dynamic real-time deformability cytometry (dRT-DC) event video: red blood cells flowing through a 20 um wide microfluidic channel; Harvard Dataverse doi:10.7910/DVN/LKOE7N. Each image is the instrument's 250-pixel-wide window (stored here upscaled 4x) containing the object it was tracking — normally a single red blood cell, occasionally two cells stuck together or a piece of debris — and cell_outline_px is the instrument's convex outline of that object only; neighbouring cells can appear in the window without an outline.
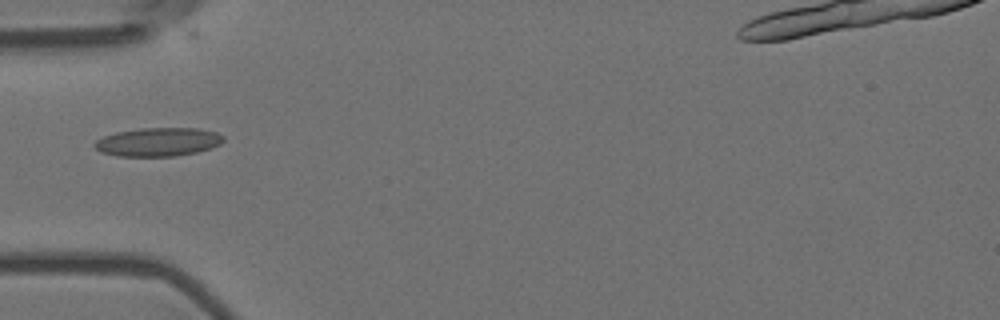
{"species": "Egyptian fruit bat (a non-hibernating species)", "species_latin": "Rousettus aegyptiacus", "temperature_condition": "room temperature", "stored_images_in_passage": 17, "segment_of_instrument_passage": [1, 2], "camera_frame_rate_fps": 3000, "um_per_image_px": 0.085, "animal": {"sex": "female"}, "frame": {"image": 1, "passage_image": 6, "time_ms": 1.667, "image_size_px": [1000, 320], "cell_outline_px": [[224, 140], [220, 144], [212, 148], [196, 152], [172, 156], [116, 156], [100, 152], [92, 144], [96, 140], [104, 136], [116, 132], [140, 128], [196, 128], [216, 132], [224, 136]], "centroid_in_image_um": [13.43, 12.06], "position_along_channel_um": 71.6, "area_um2": 21.5}}
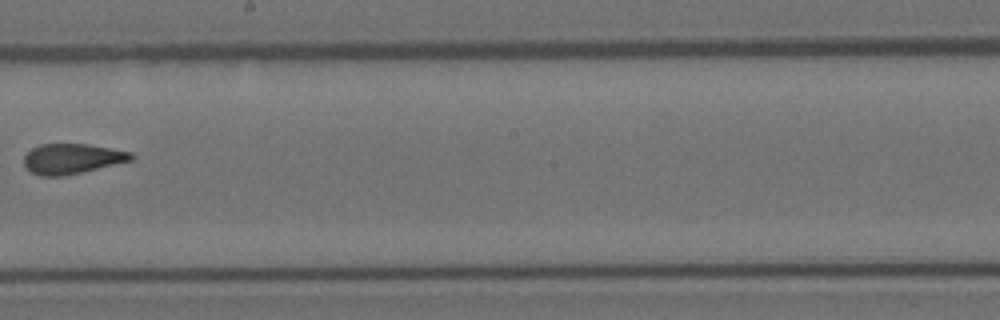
{"frame": {"image": 2, "passage_image": 10, "time_ms": 3.0, "image_size_px": [1000, 320], "cell_outline_px": [[136, 156], [132, 160], [64, 176], [40, 176], [32, 172], [24, 164], [24, 156], [32, 148], [40, 144], [88, 144], [132, 152]], "centroid_in_image_um": [6.13, 13.48], "position_along_channel_um": 242.1, "area_um2": 18.73}}
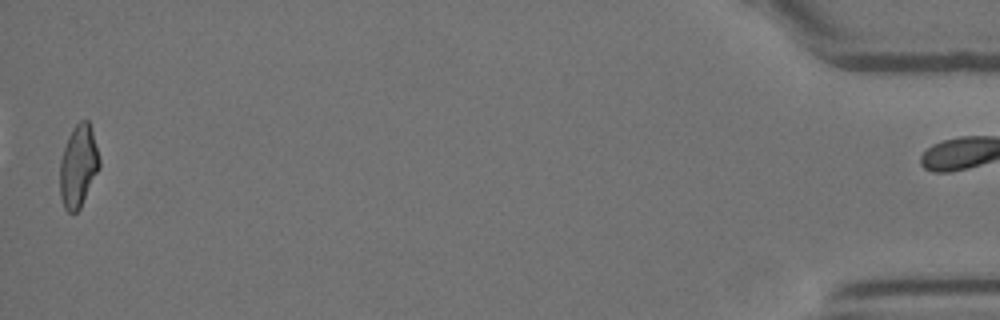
{"frame": {"image": 3, "passage_image": 16, "time_ms": 5.0, "image_size_px": [1000, 320], "cell_outline_px": [[100, 168], [80, 208], [76, 212], [68, 212], [64, 208], [60, 196], [60, 160], [68, 136], [72, 128], [80, 120], [88, 120], [92, 128], [100, 160]], "centroid_in_image_um": [6.66, 14.1], "position_along_channel_um": 428.5, "area_um2": 19.02}}